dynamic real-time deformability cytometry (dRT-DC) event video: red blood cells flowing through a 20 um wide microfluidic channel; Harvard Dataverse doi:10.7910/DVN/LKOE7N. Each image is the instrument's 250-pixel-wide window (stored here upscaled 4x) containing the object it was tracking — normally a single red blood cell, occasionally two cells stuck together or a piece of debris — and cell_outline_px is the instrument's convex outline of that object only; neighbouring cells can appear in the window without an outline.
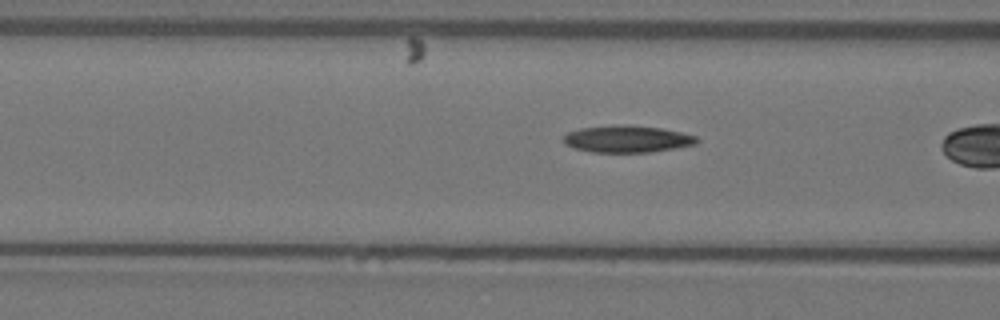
{"species": "Egyptian fruit bat (a non-hibernating species)", "species_latin": "Rousettus aegyptiacus", "temperature_condition": "warm", "stored_images_in_passage": 8, "camera_frame_rate_fps": 3000, "um_per_image_px": 0.085, "animal": {"sex": "female"}, "frame": {"image": 1, "passage_image": 7, "time_ms": 2.0, "image_size_px": [1000, 320], "cell_outline_px": [[700, 140], [696, 144], [676, 148], [648, 152], [592, 152], [576, 148], [564, 144], [560, 140], [568, 132], [580, 128], [660, 128], [680, 132], [696, 136]], "centroid_in_image_um": [53.32, 11.87], "position_along_channel_um": 113.3, "area_um2": 19.77}}